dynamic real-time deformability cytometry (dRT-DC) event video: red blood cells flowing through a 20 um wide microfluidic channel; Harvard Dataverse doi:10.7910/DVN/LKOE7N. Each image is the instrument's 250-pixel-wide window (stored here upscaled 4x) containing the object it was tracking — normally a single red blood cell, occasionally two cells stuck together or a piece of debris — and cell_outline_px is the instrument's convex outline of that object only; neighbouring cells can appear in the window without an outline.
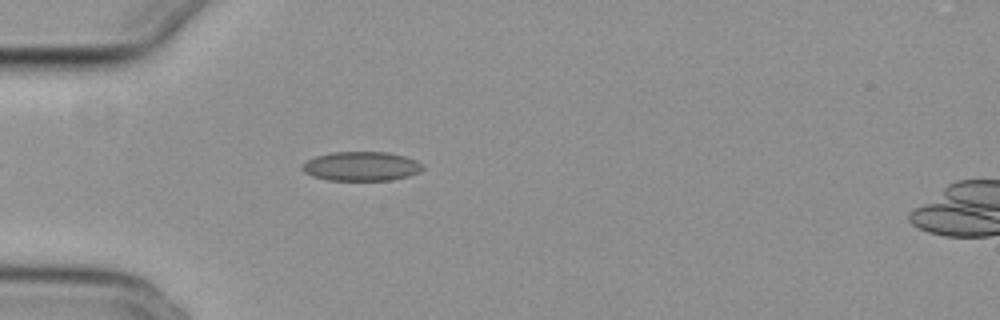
{"species": "common noctule bat (a hibernating species)", "species_latin": "Nyctalus noctula", "temperature_condition": "cold", "stored_images_in_passage": 45, "camera_frame_rate_fps": 3000, "um_per_image_px": 0.085, "animal": {"sex": "female", "body_mass_g": 29.2, "forearm_length_mm": 56.3}, "frame": {"image": 1, "passage_image": 6, "time_ms": 1.667, "image_size_px": [1000, 320], "cell_outline_px": [[424, 168], [420, 172], [408, 176], [392, 180], [328, 180], [312, 176], [304, 172], [300, 168], [300, 164], [316, 156], [332, 152], [388, 152], [404, 156], [416, 160], [424, 164]], "centroid_in_image_um": [30.71, 14.13], "position_along_channel_um": 54.3, "area_um2": 20.69}}
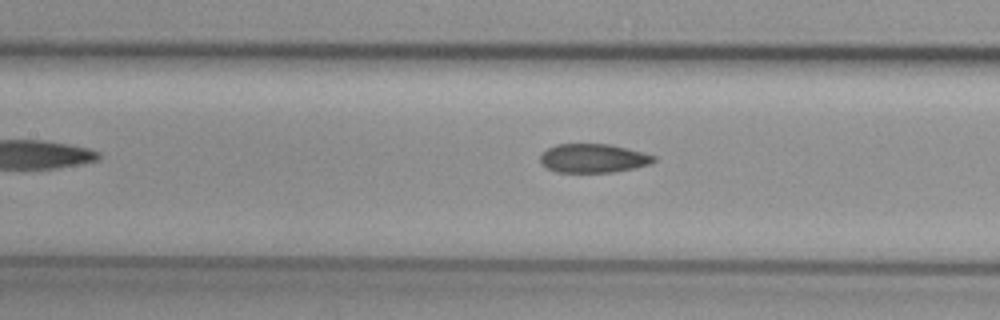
{"frame": {"image": 2, "passage_image": 15, "time_ms": 4.667, "image_size_px": [1000, 320], "cell_outline_px": [[656, 160], [648, 164], [632, 168], [612, 172], [556, 172], [540, 164], [540, 152], [556, 144], [608, 144], [628, 148], [656, 156]], "centroid_in_image_um": [50.38, 13.44], "position_along_channel_um": 157.0, "area_um2": 19.07}}
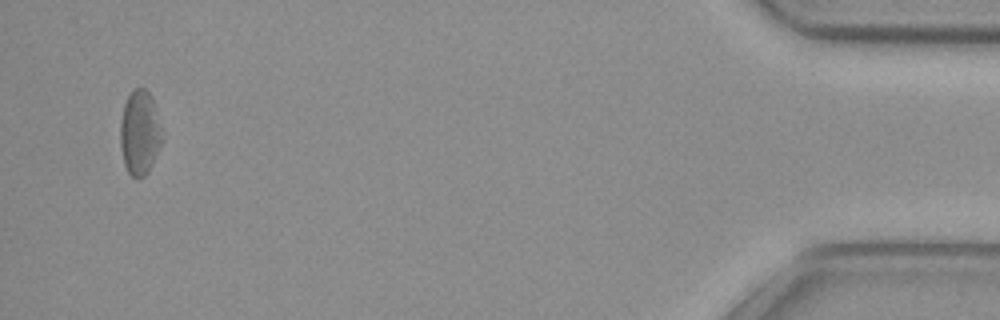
{"frame": {"image": 3, "passage_image": 43, "time_ms": 14.0, "image_size_px": [1000, 320], "cell_outline_px": [[164, 136], [152, 164], [148, 172], [140, 180], [136, 180], [128, 172], [124, 164], [120, 148], [120, 120], [124, 104], [132, 88], [144, 88], [152, 96], [164, 132]], "centroid_in_image_um": [11.89, 11.28], "position_along_channel_um": 423.3, "area_um2": 21.15}, "authors_computed_cell_mechanics": {"area_um2": 20.2878, "velocity_mm_per_s": 3.7345, "shape_relaxation_time_tau1_ms": 9.7734, "shape_relaxation_time_tau2_ms": 3.8514, "deformation_change_tau1": 0.1447, "deformation_change_tau2": 0.088}}